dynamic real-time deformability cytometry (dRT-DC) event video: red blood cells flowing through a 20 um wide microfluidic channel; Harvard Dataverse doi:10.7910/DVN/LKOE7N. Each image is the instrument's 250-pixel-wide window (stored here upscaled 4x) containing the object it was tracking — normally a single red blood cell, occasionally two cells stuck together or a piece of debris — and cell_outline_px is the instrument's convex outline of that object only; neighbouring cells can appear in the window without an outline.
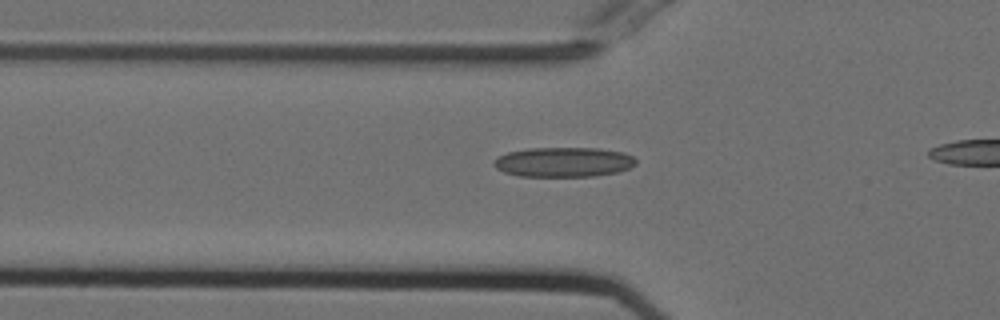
{"species": "Egyptian fruit bat (a non-hibernating species)", "species_latin": "Rousettus aegyptiacus", "temperature_condition": "cold", "stored_images_in_passage": 37, "camera_frame_rate_fps": 3000, "um_per_image_px": 0.085, "animal": {"sex": "female"}, "frame": {"image": 1, "passage_image": 11, "time_ms": 3.333, "image_size_px": [1000, 320], "cell_outline_px": [[636, 164], [628, 168], [616, 172], [592, 176], [520, 176], [504, 172], [496, 168], [492, 164], [492, 160], [496, 156], [508, 152], [528, 148], [600, 148], [624, 152], [632, 156], [636, 160]], "centroid_in_image_um": [47.86, 13.76], "position_along_channel_um": 77.9, "area_um2": 24.74}}
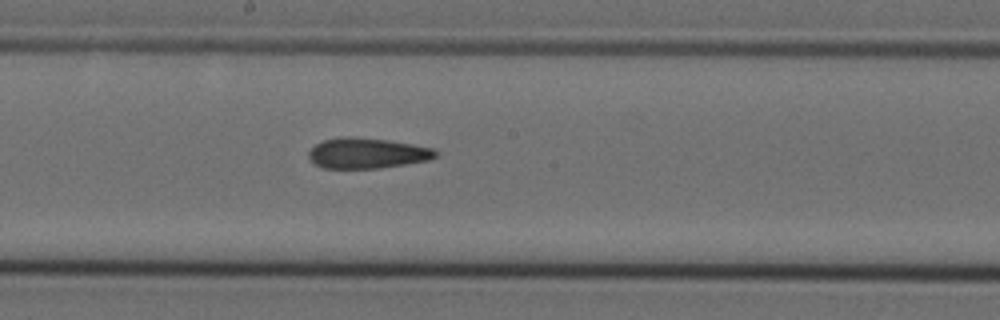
{"frame": {"image": 2, "passage_image": 22, "time_ms": 7.0, "image_size_px": [1000, 320], "cell_outline_px": [[440, 152], [432, 160], [380, 168], [320, 168], [308, 156], [308, 152], [316, 144], [324, 140], [340, 136], [352, 136], [388, 140], [436, 148]], "centroid_in_image_um": [31.26, 13.01], "position_along_channel_um": 216.9, "area_um2": 22.83}}
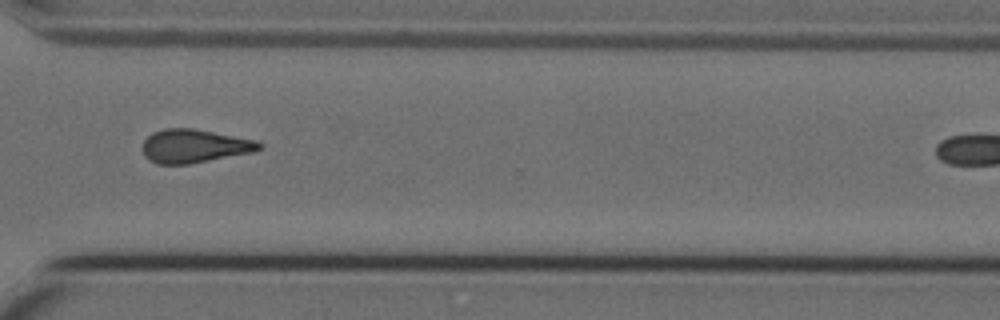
{"frame": {"image": 3, "passage_image": 33, "time_ms": 10.667, "image_size_px": [1000, 320], "cell_outline_px": [[264, 148], [252, 152], [188, 164], [156, 164], [148, 160], [144, 156], [144, 140], [152, 132], [164, 128], [192, 128], [256, 140], [264, 144]], "centroid_in_image_um": [16.52, 12.41], "position_along_channel_um": 354.1, "area_um2": 22.72}}